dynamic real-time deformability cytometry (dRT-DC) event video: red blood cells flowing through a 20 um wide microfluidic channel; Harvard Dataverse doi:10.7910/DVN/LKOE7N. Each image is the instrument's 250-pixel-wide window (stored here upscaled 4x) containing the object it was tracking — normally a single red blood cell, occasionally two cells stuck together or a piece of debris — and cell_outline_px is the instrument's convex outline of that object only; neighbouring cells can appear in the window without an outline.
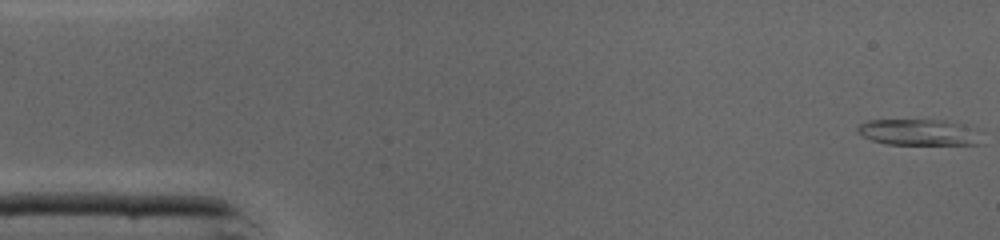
{"species": "common noctule bat (a hibernating species)", "species_latin": "Nyctalus noctula", "temperature_condition": "cold", "stored_images_in_passage": 45, "camera_frame_rate_fps": 3000, "um_per_image_px": 0.085, "animal": {"sex": "male", "body_mass_g": 19.0, "forearm_length_mm": 50.8}, "frame": {"image": 1, "passage_image": 1, "time_ms": 0.0, "image_size_px": [1000, 240], "cell_outline_px": [[980, 144], [888, 144], [872, 140], [864, 136], [856, 128], [860, 124], [868, 120], [944, 120], [960, 124], [980, 140]], "centroid_in_image_um": [77.94, 11.24], "position_along_channel_um": 7.1, "area_um2": 17.98}}
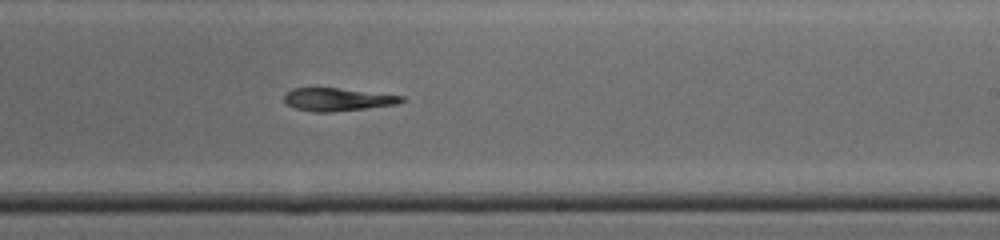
{"frame": {"image": 2, "passage_image": 27, "time_ms": 8.667, "image_size_px": [1000, 240], "cell_outline_px": [[404, 100], [400, 104], [332, 112], [316, 112], [296, 108], [288, 104], [284, 100], [284, 96], [292, 88], [340, 88], [404, 96]], "centroid_in_image_um": [28.73, 8.45], "position_along_channel_um": 260.3, "area_um2": 15.55}}
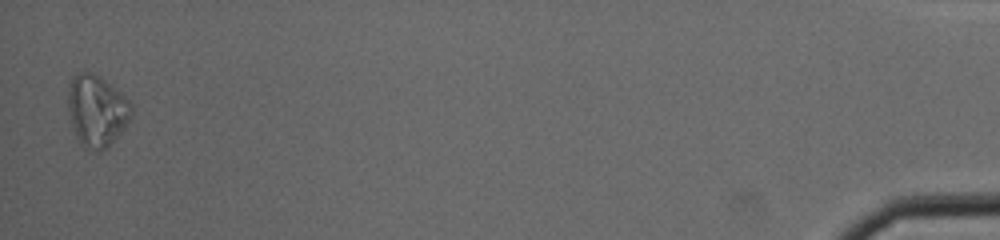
{"frame": {"image": 3, "passage_image": 45, "time_ms": 14.667, "image_size_px": [1000, 240], "cell_outline_px": [[132, 112], [124, 128], [100, 152], [88, 152], [84, 148], [76, 136], [68, 112], [68, 88], [72, 76], [80, 72], [92, 72], [104, 80], [120, 92], [132, 104]], "centroid_in_image_um": [8.19, 9.41], "position_along_channel_um": 427.0, "area_um2": 26.18}}